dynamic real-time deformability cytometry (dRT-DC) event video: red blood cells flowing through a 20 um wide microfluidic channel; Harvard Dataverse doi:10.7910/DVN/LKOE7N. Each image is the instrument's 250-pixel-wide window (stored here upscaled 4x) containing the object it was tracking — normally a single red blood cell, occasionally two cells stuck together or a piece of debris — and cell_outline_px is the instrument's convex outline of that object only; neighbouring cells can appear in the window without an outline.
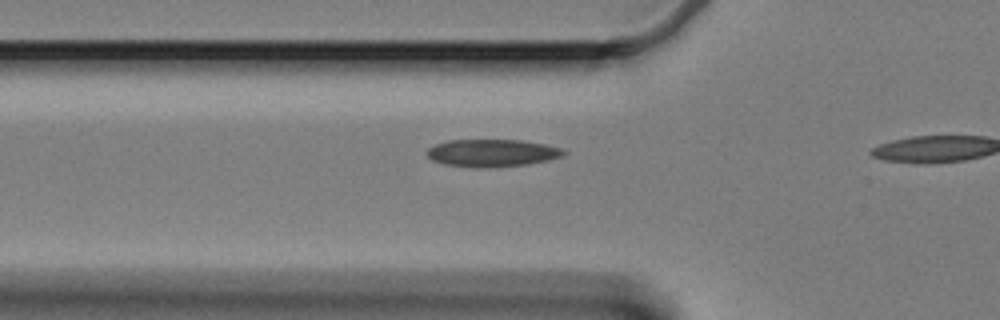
{"species": "Egyptian fruit bat (a non-hibernating species)", "species_latin": "Rousettus aegyptiacus", "temperature_condition": "cold", "stored_images_in_passage": 16, "camera_frame_rate_fps": 3000, "um_per_image_px": 0.085, "animal": {"sex": "female"}, "frame": {"image": 1, "passage_image": 14, "time_ms": 4.333, "image_size_px": [1000, 320], "cell_outline_px": [[568, 152], [564, 156], [548, 160], [528, 164], [480, 168], [476, 168], [444, 164], [432, 160], [424, 152], [428, 148], [436, 144], [448, 140], [520, 140], [544, 144], [560, 148]], "centroid_in_image_um": [41.81, 13.0], "position_along_channel_um": 84.0, "area_um2": 21.91}}